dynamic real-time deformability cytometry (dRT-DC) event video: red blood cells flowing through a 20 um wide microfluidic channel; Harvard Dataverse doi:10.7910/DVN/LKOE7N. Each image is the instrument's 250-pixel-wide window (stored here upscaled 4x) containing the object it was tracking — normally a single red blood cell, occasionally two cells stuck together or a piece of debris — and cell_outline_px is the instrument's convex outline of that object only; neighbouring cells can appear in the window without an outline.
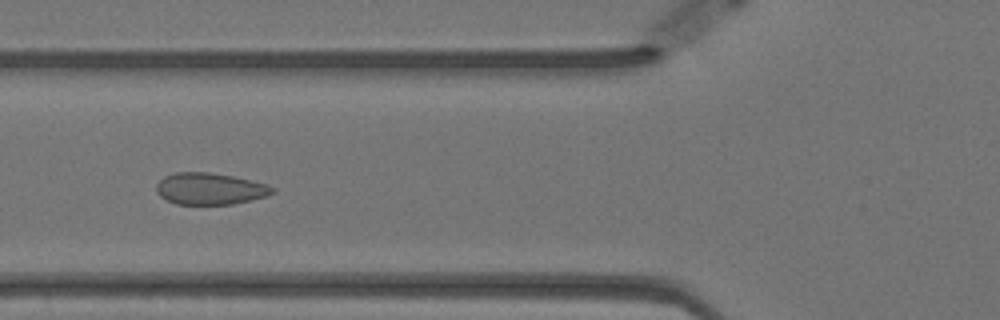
{"species": "Egyptian fruit bat (a non-hibernating species)", "species_latin": "Rousettus aegyptiacus", "temperature_condition": "warm", "stored_images_in_passage": 57, "camera_frame_rate_fps": 3000, "um_per_image_px": 0.085, "animal": {"sex": "female"}, "frame": {"image": 1, "passage_image": 21, "time_ms": 6.667, "image_size_px": [1000, 320], "cell_outline_px": [[276, 192], [268, 196], [232, 204], [176, 204], [160, 196], [156, 192], [156, 184], [164, 176], [176, 172], [208, 172], [232, 176], [268, 184], [276, 188]], "centroid_in_image_um": [17.87, 16.04], "position_along_channel_um": 107.9, "area_um2": 21.5}}
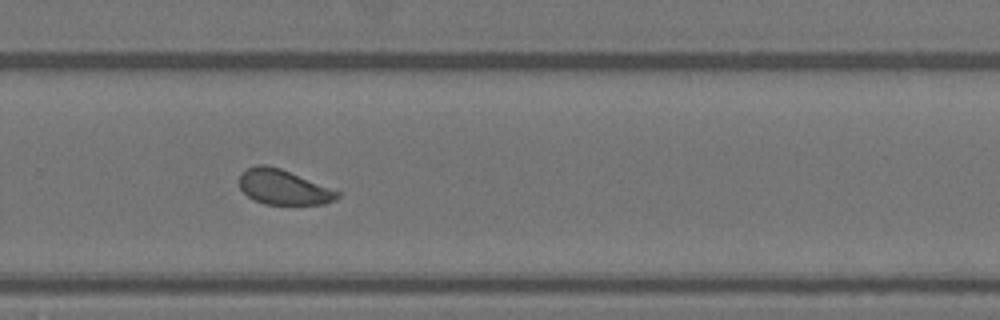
{"frame": {"image": 2, "passage_image": 38, "time_ms": 12.333, "image_size_px": [1000, 320], "cell_outline_px": [[340, 196], [336, 200], [324, 204], [264, 204], [252, 200], [240, 188], [240, 172], [256, 164], [264, 164], [280, 168], [340, 192]], "centroid_in_image_um": [24.06, 15.91], "position_along_channel_um": 305.7, "area_um2": 19.88}}
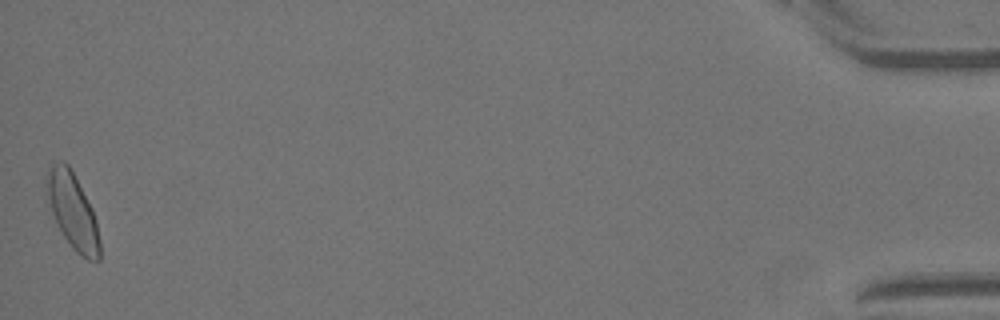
{"frame": {"image": 3, "passage_image": 57, "time_ms": 18.667, "image_size_px": [1000, 320], "cell_outline_px": [[100, 260], [88, 260], [80, 256], [72, 248], [64, 236], [44, 200], [44, 184], [48, 172], [52, 164], [60, 160], [64, 160], [68, 164], [92, 208], [96, 220], [100, 240]], "centroid_in_image_um": [6.13, 17.93], "position_along_channel_um": 429.1, "area_um2": 23.76}, "authors_computed_cell_mechanics": {"area_um2": 21.5016, "velocity_mm_per_s": 3.5075, "shape_relaxation_time_tau1_ms": 4.6439, "shape_relaxation_time_tau2_ms": null, "deformation_change_tau1": 0.0818, "deformation_change_tau2": null}}